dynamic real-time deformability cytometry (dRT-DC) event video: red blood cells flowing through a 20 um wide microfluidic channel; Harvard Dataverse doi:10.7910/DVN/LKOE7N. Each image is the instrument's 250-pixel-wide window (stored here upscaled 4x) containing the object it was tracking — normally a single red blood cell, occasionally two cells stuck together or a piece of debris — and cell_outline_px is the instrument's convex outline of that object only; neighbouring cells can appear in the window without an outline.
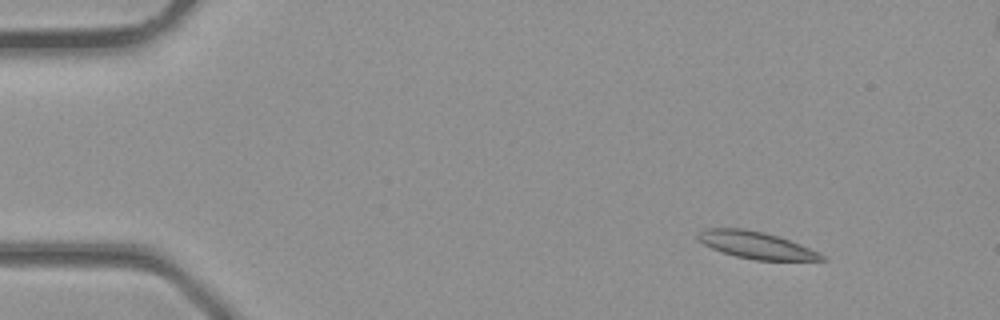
{"species": "common noctule bat (a hibernating species)", "species_latin": "Nyctalus noctula", "temperature_condition": "room temperature", "stored_images_in_passage": 4, "camera_frame_rate_fps": 3000, "um_per_image_px": 0.085, "animal": {"sex": "male", "body_mass_g": 23.1, "forearm_length_mm": 52.7}, "frame": {"image": 1, "passage_image": 1, "time_ms": 0.0, "image_size_px": [1000, 320], "cell_outline_px": [[828, 260], [756, 260], [736, 256], [712, 248], [696, 240], [696, 232], [704, 228], [744, 228], [764, 232], [800, 244], [820, 252], [828, 256]], "centroid_in_image_um": [64.26, 20.82], "position_along_channel_um": 20.7, "area_um2": 19.59}}
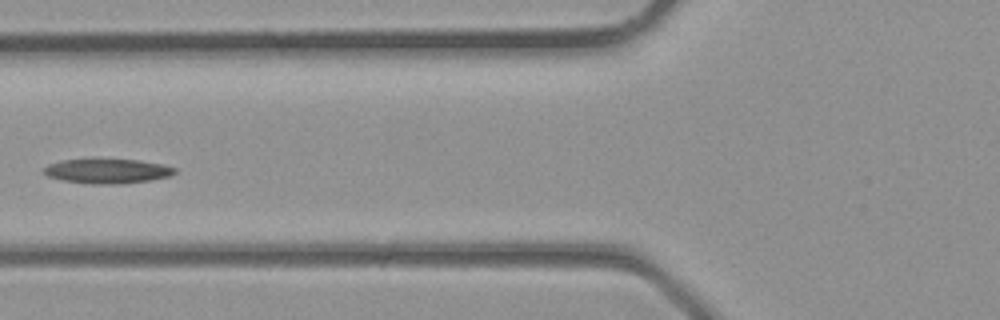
{"frame": {"image": 2, "passage_image": 4, "time_ms": 1.0, "image_size_px": [1000, 320], "cell_outline_px": [[176, 172], [168, 176], [148, 180], [120, 184], [92, 184], [64, 180], [48, 176], [40, 172], [48, 164], [60, 160], [92, 156], [140, 160], [164, 164], [176, 168]], "centroid_in_image_um": [9.06, 14.48], "position_along_channel_um": 116.7, "area_um2": 19.71}}